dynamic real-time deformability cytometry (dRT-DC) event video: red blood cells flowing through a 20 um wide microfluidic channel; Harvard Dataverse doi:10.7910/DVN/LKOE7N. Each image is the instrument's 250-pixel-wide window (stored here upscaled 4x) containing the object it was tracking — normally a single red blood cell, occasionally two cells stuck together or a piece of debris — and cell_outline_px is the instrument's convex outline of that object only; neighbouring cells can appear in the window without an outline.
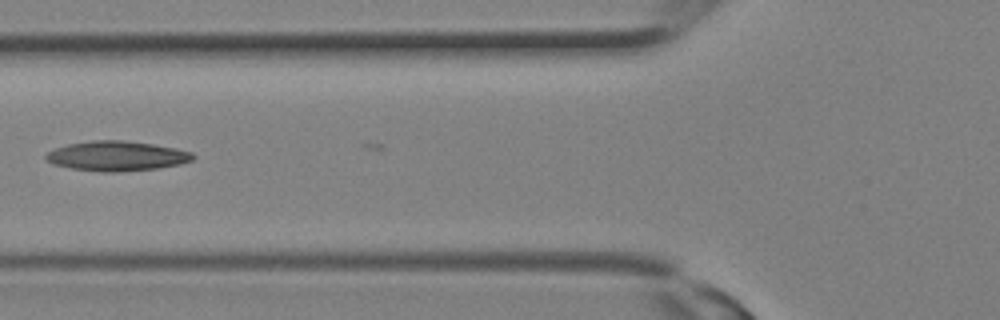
{"species": "Egyptian fruit bat (a non-hibernating species)", "species_latin": "Rousettus aegyptiacus", "temperature_condition": "room temperature", "stored_images_in_passage": 4, "camera_frame_rate_fps": 3000, "um_per_image_px": 0.085, "animal": {"sex": "female"}, "frame": {"image": 1, "passage_image": 3, "time_ms": 0.667, "image_size_px": [1000, 320], "cell_outline_px": [[196, 156], [192, 160], [180, 164], [160, 168], [116, 172], [100, 172], [72, 168], [52, 164], [44, 160], [44, 156], [48, 152], [56, 148], [68, 144], [92, 140], [124, 140], [152, 144], [176, 148], [192, 152]], "centroid_in_image_um": [9.92, 13.26], "position_along_channel_um": 115.9, "area_um2": 25.66}}